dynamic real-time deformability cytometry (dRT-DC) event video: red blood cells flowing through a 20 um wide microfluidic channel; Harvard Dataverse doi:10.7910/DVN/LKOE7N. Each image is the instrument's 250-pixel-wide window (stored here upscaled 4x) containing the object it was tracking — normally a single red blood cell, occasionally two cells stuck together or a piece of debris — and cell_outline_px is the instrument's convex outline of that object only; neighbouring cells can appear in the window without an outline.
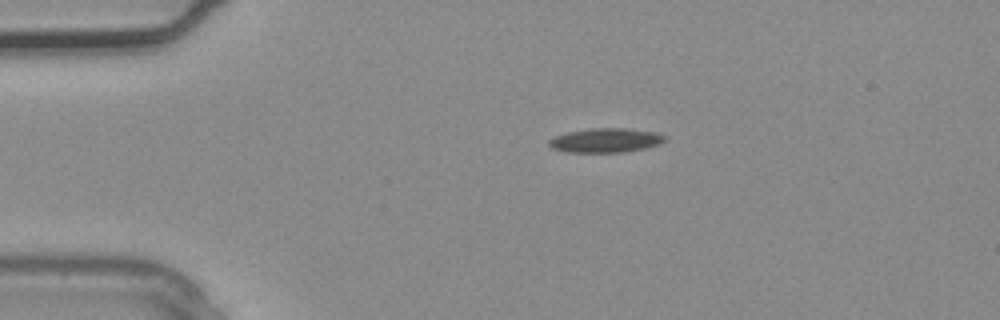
{"species": "common noctule bat (a hibernating species)", "species_latin": "Nyctalus noctula", "temperature_condition": "warm", "stored_images_in_passage": 3, "camera_frame_rate_fps": 3000, "um_per_image_px": 0.085, "animal": {"sex": "male", "body_mass_g": 20.4}, "frame": {"image": 1, "passage_image": 1, "time_ms": 0.0, "image_size_px": [1000, 320], "cell_outline_px": [[668, 136], [660, 144], [644, 148], [624, 152], [568, 152], [552, 148], [548, 144], [548, 140], [556, 136], [568, 132], [592, 128], [624, 128], [656, 132]], "centroid_in_image_um": [51.5, 11.92], "position_along_channel_um": 33.5, "area_um2": 16.3}}